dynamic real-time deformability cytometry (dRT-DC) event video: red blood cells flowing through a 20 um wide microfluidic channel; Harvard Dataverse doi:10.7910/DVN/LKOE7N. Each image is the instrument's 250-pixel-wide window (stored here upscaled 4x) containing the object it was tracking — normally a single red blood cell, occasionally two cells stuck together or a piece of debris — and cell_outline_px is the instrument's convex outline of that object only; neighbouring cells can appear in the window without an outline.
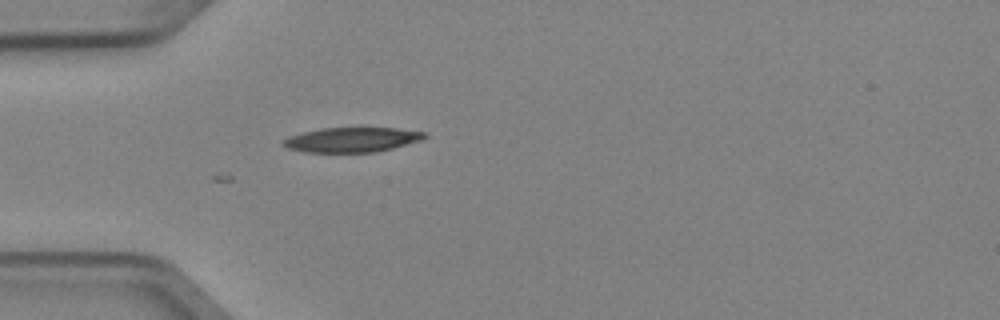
{"species": "Egyptian fruit bat (a non-hibernating species)", "species_latin": "Rousettus aegyptiacus", "temperature_condition": "cold", "stored_images_in_passage": 6, "camera_frame_rate_fps": 3000, "um_per_image_px": 0.085, "animal": {"sex": "female"}, "frame": {"image": 1, "passage_image": 6, "time_ms": 1.667, "image_size_px": [1000, 320], "cell_outline_px": [[428, 136], [424, 140], [376, 152], [304, 152], [288, 148], [284, 144], [284, 140], [288, 136], [320, 128], [360, 124], [396, 128], [424, 132]], "centroid_in_image_um": [29.98, 11.82], "position_along_channel_um": 55.0, "area_um2": 21.39}}